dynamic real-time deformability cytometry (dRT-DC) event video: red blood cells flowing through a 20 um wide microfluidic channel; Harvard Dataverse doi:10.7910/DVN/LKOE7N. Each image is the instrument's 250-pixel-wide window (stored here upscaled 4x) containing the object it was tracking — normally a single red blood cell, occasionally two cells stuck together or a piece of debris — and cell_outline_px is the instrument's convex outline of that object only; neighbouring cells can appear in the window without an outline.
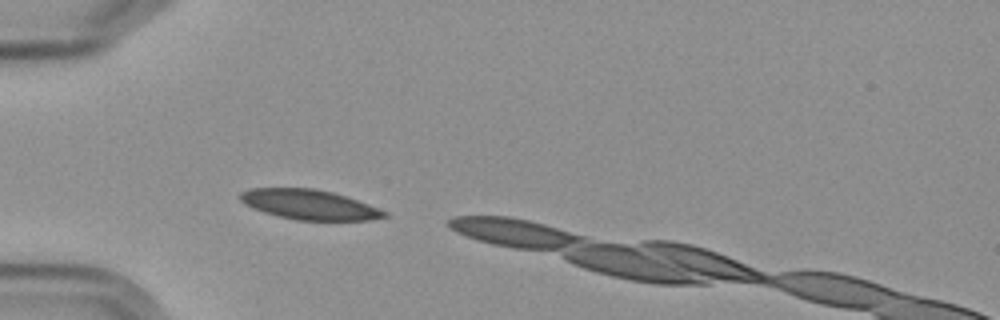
{"species": "Egyptian fruit bat (a non-hibernating species)", "species_latin": "Rousettus aegyptiacus", "temperature_condition": "cold", "stored_images_in_passage": 2, "camera_frame_rate_fps": 3000, "um_per_image_px": 0.085, "frame": {"image": 1, "passage_image": 1, "time_ms": 0.0, "image_size_px": [1000, 320], "cell_outline_px": [[388, 216], [368, 220], [296, 220], [264, 212], [252, 208], [244, 204], [240, 200], [240, 192], [252, 188], [316, 188], [332, 192], [368, 204], [388, 212]], "centroid_in_image_um": [26.27, 17.38], "position_along_channel_um": 58.7, "area_um2": 24.91}}